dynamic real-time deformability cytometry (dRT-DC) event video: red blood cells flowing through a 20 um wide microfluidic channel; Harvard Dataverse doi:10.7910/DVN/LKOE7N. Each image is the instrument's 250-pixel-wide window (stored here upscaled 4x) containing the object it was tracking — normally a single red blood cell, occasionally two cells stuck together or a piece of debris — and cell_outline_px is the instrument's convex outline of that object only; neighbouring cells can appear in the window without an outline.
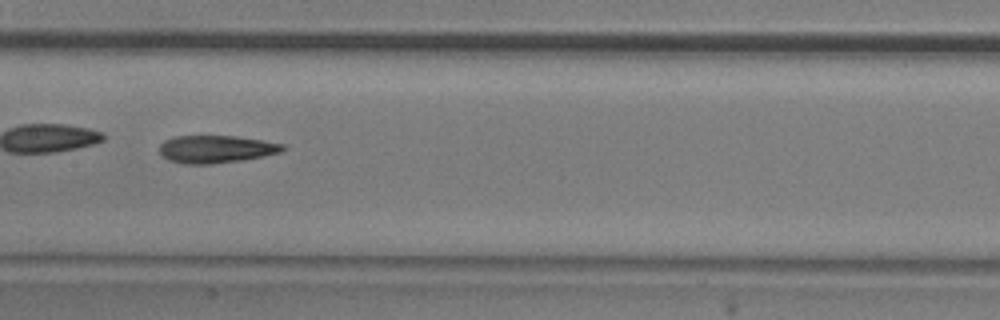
{"species": "common noctule bat (a hibernating species)", "species_latin": "Nyctalus noctula", "temperature_condition": "room temperature", "stored_images_in_passage": 37, "camera_frame_rate_fps": 3000, "um_per_image_px": 0.085, "animal": {"sex": "male", "body_mass_g": 20.5, "forearm_length_mm": 52.5}, "frame": {"image": 1, "passage_image": 11, "time_ms": 3.333, "image_size_px": [1000, 320], "cell_outline_px": [[284, 148], [280, 152], [264, 156], [240, 160], [212, 164], [184, 164], [168, 160], [160, 152], [160, 144], [164, 140], [172, 136], [236, 136], [264, 140], [284, 144]], "centroid_in_image_um": [18.34, 12.67], "position_along_channel_um": 189.1, "area_um2": 19.83}, "authors_computed_cell_mechanics": {"area_um2": 20.1144, "velocity_mm_per_s": 3.834, "shape_relaxation_time_tau1_ms": 7.1304, "shape_relaxation_time_tau2_ms": 5.728, "deformation_change_tau1": 0.181, "deformation_change_tau2": 0.1688}}